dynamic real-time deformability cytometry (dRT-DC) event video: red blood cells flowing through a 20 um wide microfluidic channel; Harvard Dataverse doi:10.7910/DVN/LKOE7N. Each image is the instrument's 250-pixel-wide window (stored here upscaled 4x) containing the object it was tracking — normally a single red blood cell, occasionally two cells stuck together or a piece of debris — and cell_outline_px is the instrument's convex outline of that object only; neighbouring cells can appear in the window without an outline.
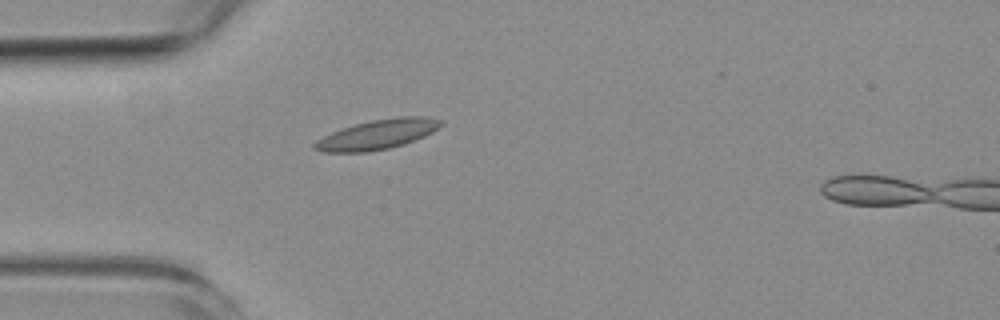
{"species": "common noctule bat (a hibernating species)", "species_latin": "Nyctalus noctula", "temperature_condition": "room temperature", "stored_images_in_passage": 1, "camera_frame_rate_fps": 3000, "um_per_image_px": 0.085, "animal": {"sex": "female", "body_mass_g": 19.3, "forearm_length_mm": 54.1}, "frame": {"image": 1, "passage_image": 1, "time_ms": 0.0, "image_size_px": [1000, 320], "cell_outline_px": [[444, 124], [432, 132], [424, 136], [404, 144], [388, 148], [368, 152], [324, 152], [312, 148], [312, 144], [316, 140], [332, 132], [356, 124], [372, 120], [400, 116], [424, 116], [440, 120]], "centroid_in_image_um": [32.08, 11.43], "position_along_channel_um": 52.9, "area_um2": 21.68}}